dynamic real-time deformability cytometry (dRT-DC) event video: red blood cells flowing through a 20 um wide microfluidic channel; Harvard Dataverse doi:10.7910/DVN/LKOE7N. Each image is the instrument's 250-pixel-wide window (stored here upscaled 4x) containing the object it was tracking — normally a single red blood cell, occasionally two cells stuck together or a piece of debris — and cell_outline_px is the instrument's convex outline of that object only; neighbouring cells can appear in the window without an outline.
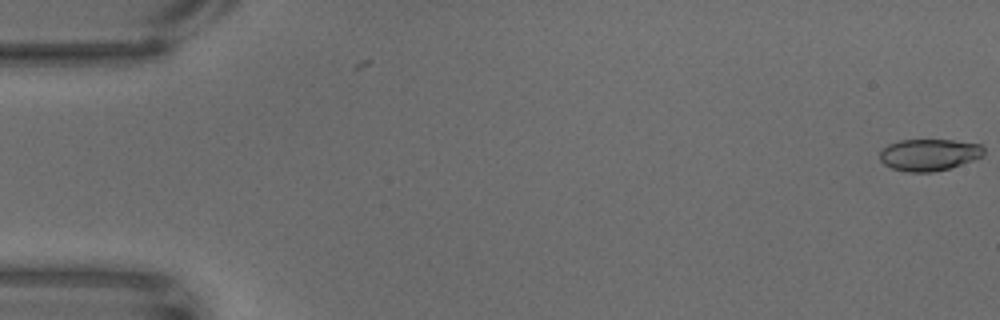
{"species": "common noctule bat (a hibernating species)", "species_latin": "Nyctalus noctula", "temperature_condition": "warm", "stored_images_in_passage": 4, "camera_frame_rate_fps": 3000, "um_per_image_px": 0.085, "animal": {"sex": "male", "body_mass_g": 18.8}, "frame": {"image": 1, "passage_image": 4, "time_ms": 1.0, "image_size_px": [1000, 320], "cell_outline_px": [[984, 156], [948, 168], [932, 172], [908, 172], [892, 168], [884, 164], [880, 160], [880, 152], [888, 144], [900, 140], [952, 140], [980, 144], [984, 148]], "centroid_in_image_um": [78.97, 13.15], "position_along_channel_um": 6.0, "area_um2": 19.13}}